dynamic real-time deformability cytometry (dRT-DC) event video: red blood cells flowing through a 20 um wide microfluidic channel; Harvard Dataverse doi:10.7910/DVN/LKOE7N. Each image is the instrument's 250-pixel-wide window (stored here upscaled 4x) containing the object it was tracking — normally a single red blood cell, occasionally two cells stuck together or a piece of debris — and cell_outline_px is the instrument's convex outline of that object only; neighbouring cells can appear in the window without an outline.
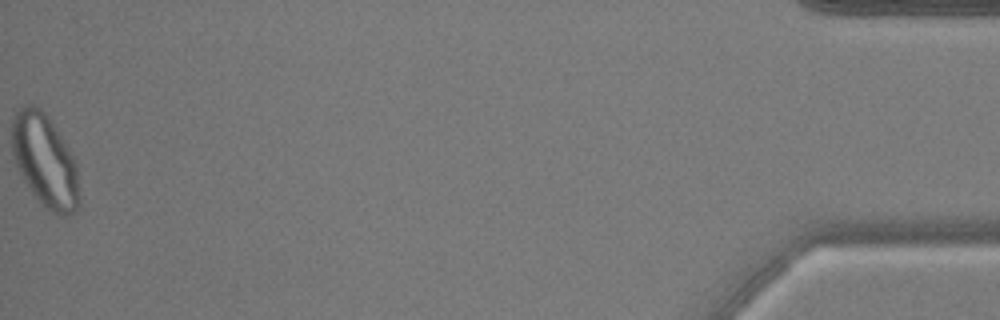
{"species": "common noctule bat (a hibernating species)", "species_latin": "Nyctalus noctula", "temperature_condition": "warm", "stored_images_in_passage": 53, "camera_frame_rate_fps": 3000, "um_per_image_px": 0.085, "animal": {"sex": "male", "body_mass_g": 17.9, "forearm_length_mm": 54.2}, "frame": {"image": 1, "passage_image": 53, "time_ms": 17.333, "image_size_px": [1000, 320], "cell_outline_px": [[80, 204], [72, 212], [64, 216], [52, 212], [32, 192], [24, 180], [12, 156], [12, 120], [16, 112], [24, 104], [32, 104], [40, 108], [52, 120], [68, 148], [76, 164]], "centroid_in_image_um": [3.81, 13.61], "position_along_channel_um": 431.4, "area_um2": 36.01}}